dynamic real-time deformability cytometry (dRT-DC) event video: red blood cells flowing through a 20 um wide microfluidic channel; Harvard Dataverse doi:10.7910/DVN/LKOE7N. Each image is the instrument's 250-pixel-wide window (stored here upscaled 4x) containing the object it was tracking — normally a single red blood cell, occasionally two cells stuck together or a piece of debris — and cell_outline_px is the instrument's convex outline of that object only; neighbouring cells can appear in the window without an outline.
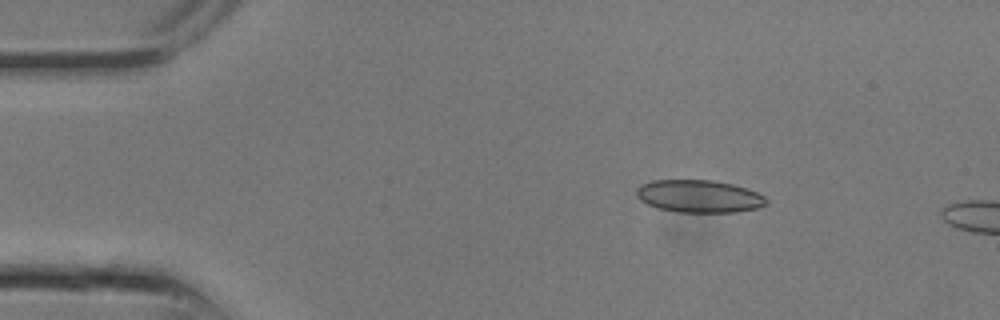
{"species": "common noctule bat (a hibernating species)", "species_latin": "Nyctalus noctula", "temperature_condition": "room temperature", "stored_images_in_passage": 8, "camera_frame_rate_fps": 3000, "um_per_image_px": 0.085, "animal": {"sex": "male", "body_mass_g": 13.3}, "frame": {"image": 1, "passage_image": 4, "time_ms": 1.0, "image_size_px": [1000, 320], "cell_outline_px": [[768, 204], [756, 208], [736, 212], [676, 212], [656, 208], [640, 200], [636, 196], [636, 188], [640, 184], [652, 180], [712, 180], [732, 184], [748, 188], [764, 196], [768, 200]], "centroid_in_image_um": [59.4, 16.68], "position_along_channel_um": 25.6, "area_um2": 24.85}}